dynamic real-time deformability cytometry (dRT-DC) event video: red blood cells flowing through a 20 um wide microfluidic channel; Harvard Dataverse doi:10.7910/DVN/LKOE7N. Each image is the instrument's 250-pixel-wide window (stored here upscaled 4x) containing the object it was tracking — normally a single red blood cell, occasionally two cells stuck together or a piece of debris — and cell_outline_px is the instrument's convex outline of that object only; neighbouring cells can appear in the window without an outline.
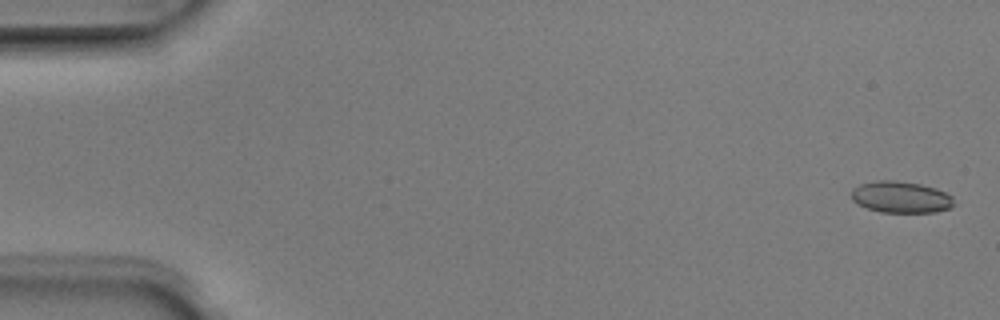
{"species": "Egyptian fruit bat (a non-hibernating species)", "species_latin": "Rousettus aegyptiacus", "temperature_condition": "room temperature", "stored_images_in_passage": 5, "segment_of_instrument_passage": [1, 2], "camera_frame_rate_fps": 3000, "um_per_image_px": 0.085, "animal": {"sex": "male"}, "frame": {"image": 1, "passage_image": 1, "time_ms": 0.0, "image_size_px": [1000, 320], "cell_outline_px": [[956, 204], [948, 208], [936, 212], [880, 212], [856, 204], [852, 200], [852, 188], [860, 184], [876, 180], [896, 180], [920, 184], [936, 188], [952, 196]], "centroid_in_image_um": [76.56, 16.75], "position_along_channel_um": 8.4, "area_um2": 18.96}}